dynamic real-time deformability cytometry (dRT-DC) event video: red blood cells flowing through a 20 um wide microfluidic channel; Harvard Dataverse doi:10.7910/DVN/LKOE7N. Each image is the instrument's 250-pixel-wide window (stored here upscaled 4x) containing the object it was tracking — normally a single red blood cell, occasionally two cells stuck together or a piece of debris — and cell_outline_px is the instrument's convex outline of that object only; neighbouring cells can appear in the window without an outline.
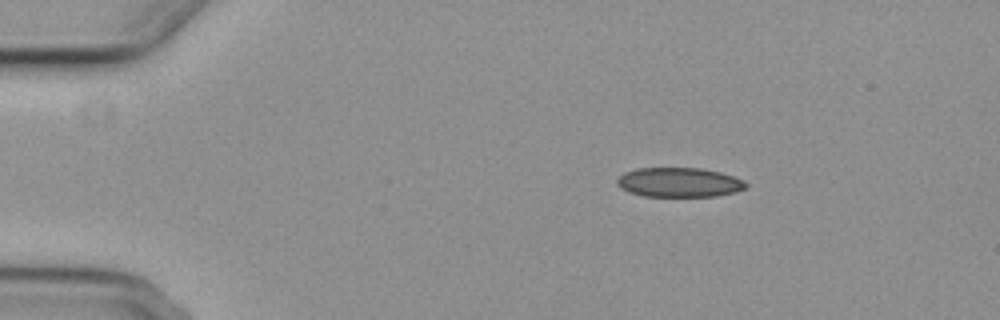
{"species": "common noctule bat (a hibernating species)", "species_latin": "Nyctalus noctula", "temperature_condition": "cold", "stored_images_in_passage": 5, "camera_frame_rate_fps": 3000, "um_per_image_px": 0.085, "animal": {"sex": "female", "body_mass_g": 29.2, "forearm_length_mm": 56.3}, "frame": {"image": 1, "passage_image": 2, "time_ms": 1.333, "image_size_px": [1000, 320], "cell_outline_px": [[748, 184], [744, 188], [736, 192], [716, 196], [644, 196], [628, 192], [620, 188], [616, 184], [616, 180], [624, 172], [636, 168], [700, 168], [720, 172], [744, 180]], "centroid_in_image_um": [57.7, 15.5], "position_along_channel_um": 27.3, "area_um2": 22.2}}
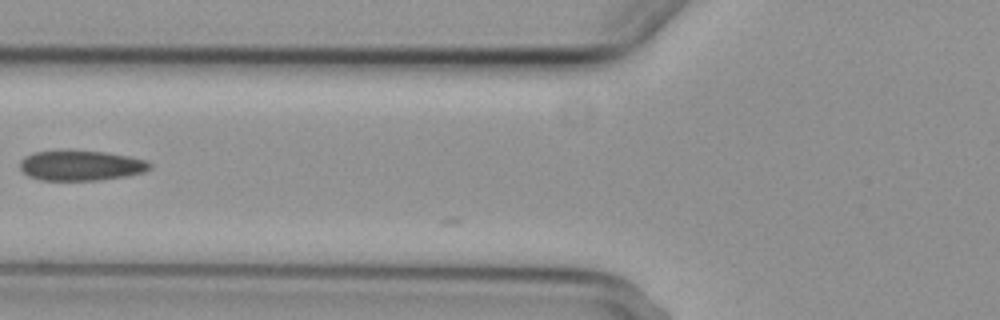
{"frame": {"image": 2, "passage_image": 5, "time_ms": 5.667, "image_size_px": [1000, 320], "cell_outline_px": [[152, 168], [144, 172], [124, 176], [100, 180], [40, 180], [28, 176], [20, 168], [20, 160], [36, 152], [104, 152], [128, 156], [144, 160], [152, 164]], "centroid_in_image_um": [6.91, 14.1], "position_along_channel_um": 118.9, "area_um2": 22.2}}